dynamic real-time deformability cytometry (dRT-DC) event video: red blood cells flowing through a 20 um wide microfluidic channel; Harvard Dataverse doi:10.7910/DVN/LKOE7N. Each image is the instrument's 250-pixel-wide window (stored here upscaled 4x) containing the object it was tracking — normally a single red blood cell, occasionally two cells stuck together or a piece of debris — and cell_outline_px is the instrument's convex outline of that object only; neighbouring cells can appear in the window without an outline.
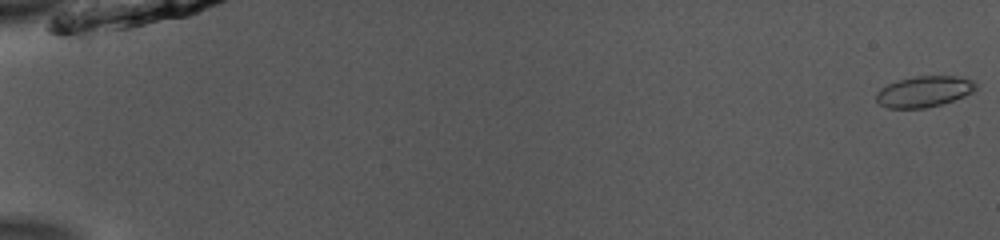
{"species": "common noctule bat (a hibernating species)", "species_latin": "Nyctalus noctula", "temperature_condition": "room temperature", "stored_images_in_passage": 17, "camera_frame_rate_fps": 3000, "um_per_image_px": 0.085, "animal": {"sex": "male", "body_mass_g": 13.0, "forearm_length_mm": 53.1}, "frame": {"image": 1, "passage_image": 1, "time_ms": 0.0, "image_size_px": [1000, 240], "cell_outline_px": [[976, 88], [972, 92], [964, 96], [940, 104], [924, 108], [888, 108], [880, 104], [876, 100], [876, 92], [880, 88], [888, 84], [900, 80], [916, 76], [956, 76], [972, 80], [976, 84]], "centroid_in_image_um": [78.52, 7.78], "position_along_channel_um": 6.5, "area_um2": 17.74}}